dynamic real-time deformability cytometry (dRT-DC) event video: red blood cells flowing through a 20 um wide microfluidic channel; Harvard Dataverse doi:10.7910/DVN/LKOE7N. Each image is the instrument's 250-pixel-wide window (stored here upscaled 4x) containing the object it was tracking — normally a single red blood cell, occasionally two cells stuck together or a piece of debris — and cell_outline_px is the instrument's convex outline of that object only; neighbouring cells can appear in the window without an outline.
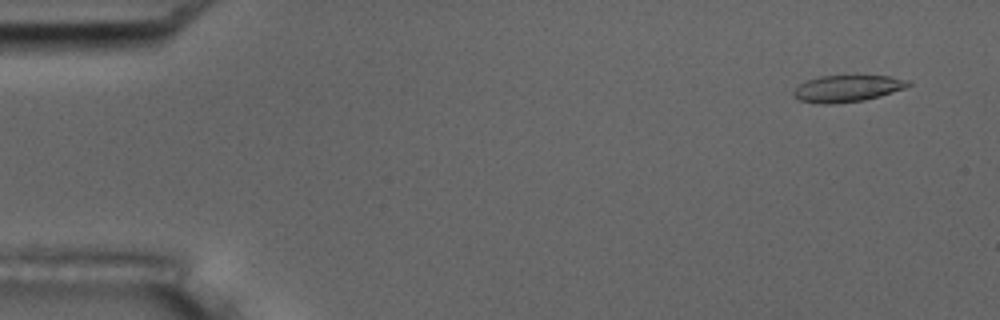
{"species": "common noctule bat (a hibernating species)", "species_latin": "Nyctalus noctula", "temperature_condition": "room temperature", "stored_images_in_passage": 4, "camera_frame_rate_fps": 3000, "um_per_image_px": 0.085, "animal": {"sex": "male", "body_mass_g": 17.5, "forearm_length_mm": 52.3}, "frame": {"image": 1, "passage_image": 1, "time_ms": 0.0, "image_size_px": [1000, 320], "cell_outline_px": [[912, 84], [904, 88], [880, 96], [864, 100], [836, 104], [820, 104], [800, 100], [792, 96], [792, 92], [800, 84], [808, 80], [820, 76], [888, 76], [908, 80]], "centroid_in_image_um": [71.99, 7.53], "position_along_channel_um": 13.0, "area_um2": 17.74}}
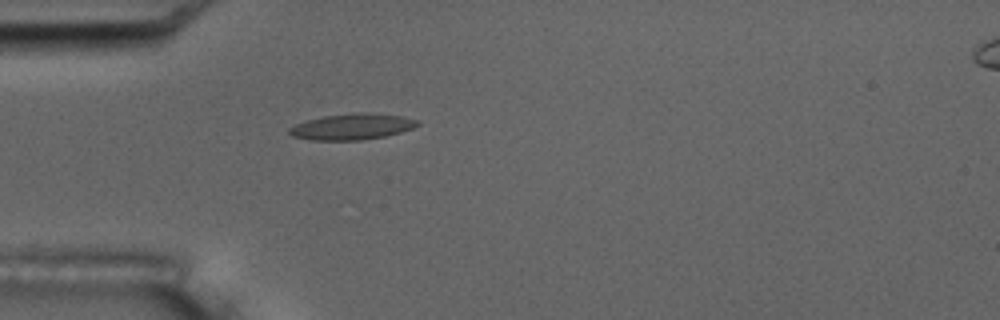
{"frame": {"image": 2, "passage_image": 4, "time_ms": 4.333, "image_size_px": [1000, 320], "cell_outline_px": [[420, 124], [412, 128], [400, 132], [384, 136], [360, 140], [312, 140], [292, 136], [288, 132], [288, 128], [296, 124], [308, 120], [324, 116], [360, 112], [368, 112], [404, 116], [420, 120]], "centroid_in_image_um": [29.95, 10.76], "position_along_channel_um": 55.0, "area_um2": 19.42}}